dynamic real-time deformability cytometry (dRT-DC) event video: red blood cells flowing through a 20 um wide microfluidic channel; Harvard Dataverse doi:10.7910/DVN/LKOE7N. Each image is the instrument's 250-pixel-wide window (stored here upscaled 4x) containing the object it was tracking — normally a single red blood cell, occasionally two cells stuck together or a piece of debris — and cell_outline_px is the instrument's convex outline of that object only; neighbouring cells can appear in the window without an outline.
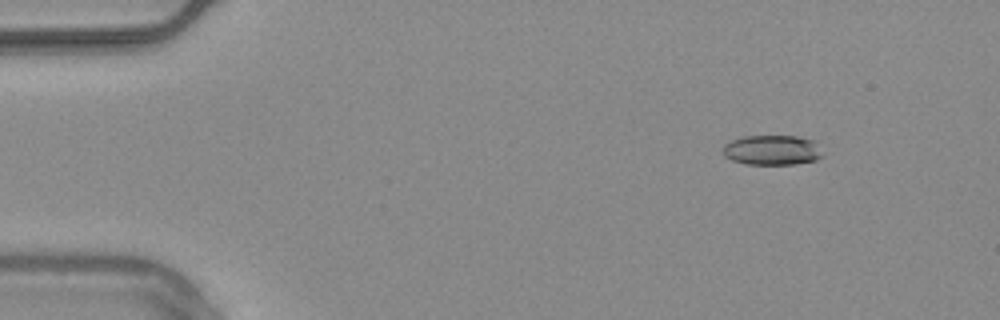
{"species": "common noctule bat (a hibernating species)", "species_latin": "Nyctalus noctula", "temperature_condition": "warm", "stored_images_in_passage": 55, "camera_frame_rate_fps": 3000, "um_per_image_px": 0.085, "animal": {"sex": "male", "body_mass_g": 20.4}, "frame": {"image": 1, "passage_image": 7, "time_ms": 2.0, "image_size_px": [1000, 320], "cell_outline_px": [[824, 156], [816, 160], [796, 164], [744, 164], [732, 160], [724, 156], [724, 144], [728, 140], [740, 136], [796, 136], [812, 140]], "centroid_in_image_um": [65.58, 12.75], "position_along_channel_um": 19.4, "area_um2": 17.46}}
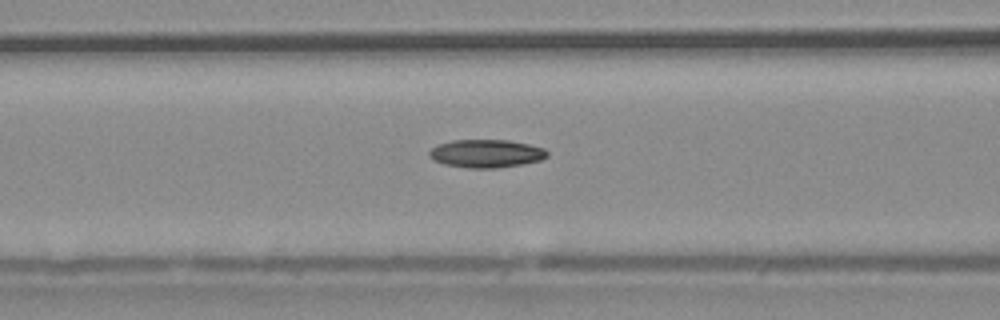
{"frame": {"image": 2, "passage_image": 23, "time_ms": 7.333, "image_size_px": [1000, 320], "cell_outline_px": [[548, 156], [540, 160], [524, 164], [496, 168], [468, 168], [444, 164], [432, 160], [428, 156], [428, 152], [436, 144], [452, 140], [508, 140], [528, 144], [544, 148], [548, 152]], "centroid_in_image_um": [41.3, 13.05], "position_along_channel_um": 125.3, "area_um2": 19.48}}
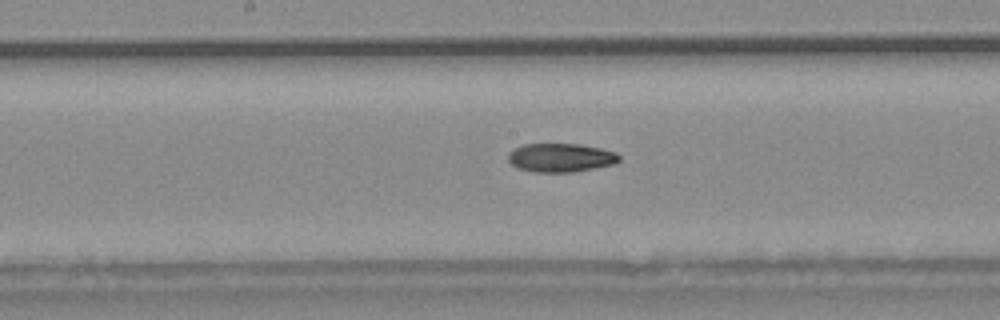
{"frame": {"image": 3, "passage_image": 29, "time_ms": 9.333, "image_size_px": [1000, 320], "cell_outline_px": [[620, 160], [612, 164], [572, 172], [532, 172], [516, 168], [508, 160], [508, 152], [524, 144], [580, 144], [600, 148], [616, 152], [620, 156]], "centroid_in_image_um": [47.63, 13.4], "position_along_channel_um": 200.6, "area_um2": 18.5}}